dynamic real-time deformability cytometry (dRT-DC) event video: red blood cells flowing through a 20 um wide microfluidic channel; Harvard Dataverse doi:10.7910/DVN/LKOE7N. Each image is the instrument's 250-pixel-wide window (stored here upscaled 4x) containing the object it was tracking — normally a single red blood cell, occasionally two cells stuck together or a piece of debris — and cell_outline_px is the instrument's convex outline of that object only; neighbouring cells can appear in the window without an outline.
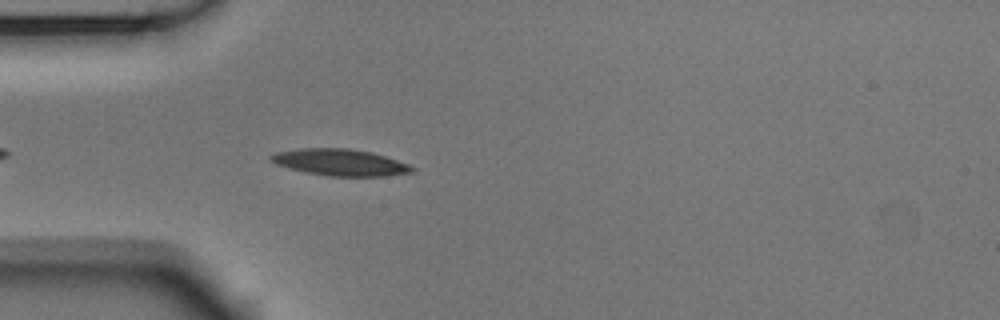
{"species": "Egyptian fruit bat (a non-hibernating species)", "species_latin": "Rousettus aegyptiacus", "temperature_condition": "room temperature", "stored_images_in_passage": 29, "camera_frame_rate_fps": 3000, "um_per_image_px": 0.085, "animal": {"sex": "male"}, "frame": {"image": 1, "passage_image": 5, "time_ms": 1.333, "image_size_px": [1000, 320], "cell_outline_px": [[416, 168], [412, 172], [384, 176], [328, 176], [304, 172], [288, 168], [276, 164], [268, 160], [268, 156], [276, 152], [300, 148], [348, 148], [372, 152], [408, 164]], "centroid_in_image_um": [28.86, 13.8], "position_along_channel_um": 56.1, "area_um2": 21.96}}
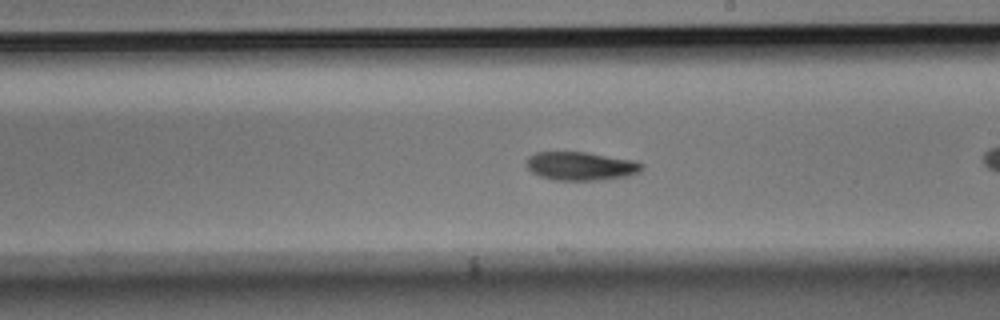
{"frame": {"image": 2, "passage_image": 17, "time_ms": 5.333, "image_size_px": [1000, 320], "cell_outline_px": [[644, 168], [640, 172], [624, 176], [600, 180], [552, 180], [540, 176], [532, 172], [524, 164], [528, 156], [536, 152], [584, 152], [636, 160], [644, 164]], "centroid_in_image_um": [49.36, 14.11], "position_along_channel_um": 239.6, "area_um2": 19.31}}
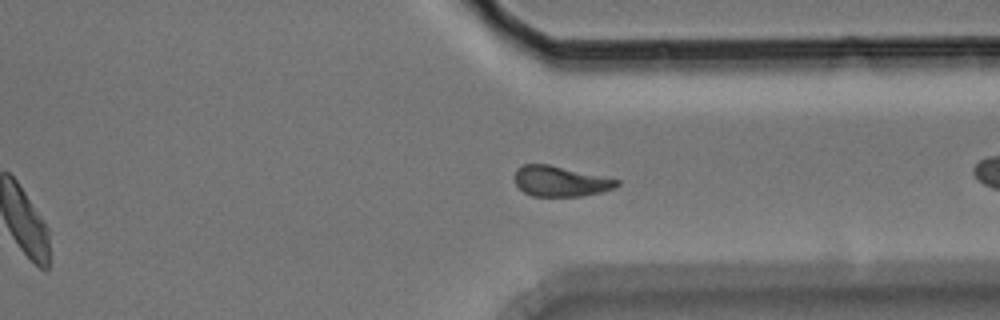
{"frame": {"image": 3, "passage_image": 27, "time_ms": 8.667, "image_size_px": [1000, 320], "cell_outline_px": [[620, 184], [612, 188], [600, 192], [580, 196], [532, 196], [524, 192], [516, 184], [516, 168], [524, 164], [548, 164], [620, 180]], "centroid_in_image_um": [47.62, 15.4], "position_along_channel_um": 363.8, "area_um2": 17.8}}